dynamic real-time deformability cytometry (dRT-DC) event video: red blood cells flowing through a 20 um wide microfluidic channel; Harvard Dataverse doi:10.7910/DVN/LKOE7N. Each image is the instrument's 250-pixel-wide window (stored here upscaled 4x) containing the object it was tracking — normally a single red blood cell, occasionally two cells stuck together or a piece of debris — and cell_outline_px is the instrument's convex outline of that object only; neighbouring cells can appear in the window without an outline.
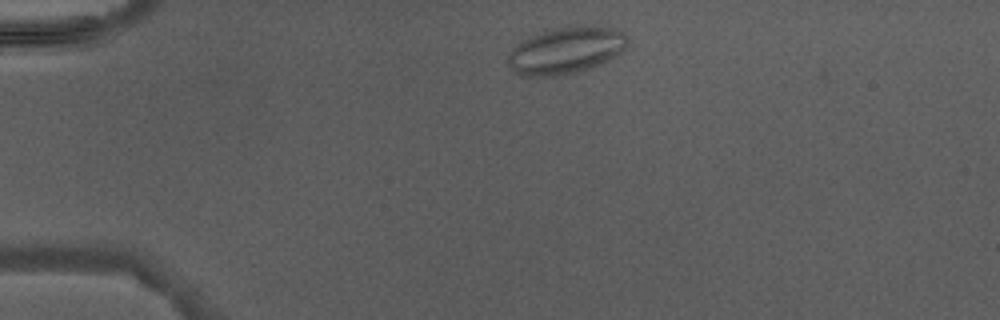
{"species": "Egyptian fruit bat (a non-hibernating species)", "species_latin": "Rousettus aegyptiacus", "temperature_condition": "warm", "stored_images_in_passage": 2, "camera_frame_rate_fps": 3000, "um_per_image_px": 0.085, "animal": {"sex": "male"}, "frame": {"image": 1, "passage_image": 1, "time_ms": 0.0, "image_size_px": [1000, 320], "cell_outline_px": [[628, 44], [616, 56], [600, 64], [576, 72], [560, 76], [520, 76], [512, 72], [508, 64], [508, 52], [516, 44], [528, 36], [556, 28], [580, 24], [592, 24], [616, 28], [624, 32], [628, 36]], "centroid_in_image_um": [48.1, 4.26], "position_along_channel_um": 36.9, "area_um2": 33.29}}